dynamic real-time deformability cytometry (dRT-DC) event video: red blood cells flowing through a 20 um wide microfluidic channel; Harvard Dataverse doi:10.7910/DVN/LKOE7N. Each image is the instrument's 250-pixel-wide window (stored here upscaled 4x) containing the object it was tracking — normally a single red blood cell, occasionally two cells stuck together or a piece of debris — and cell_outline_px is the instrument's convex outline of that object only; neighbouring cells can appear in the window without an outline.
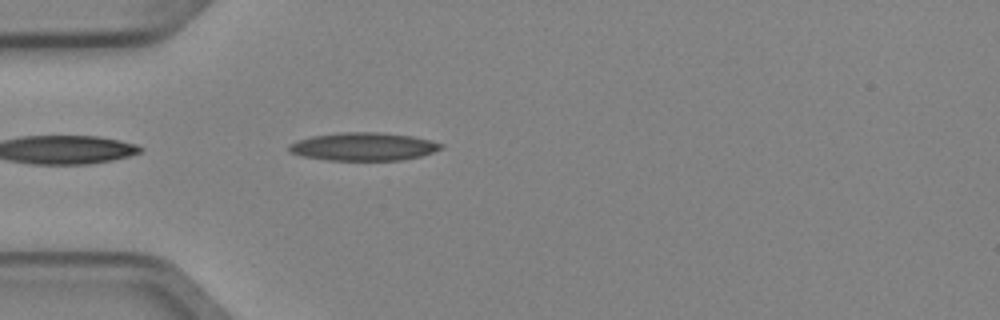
{"species": "Egyptian fruit bat (a non-hibernating species)", "species_latin": "Rousettus aegyptiacus", "temperature_condition": "cold", "stored_images_in_passage": 1, "camera_frame_rate_fps": 3000, "um_per_image_px": 0.085, "animal": {"sex": "female"}, "frame": {"image": 1, "passage_image": 1, "time_ms": 0.0, "image_size_px": [1000, 320], "cell_outline_px": [[444, 148], [420, 156], [404, 160], [328, 160], [300, 156], [288, 152], [288, 144], [312, 136], [344, 132], [380, 132], [412, 136], [432, 140], [444, 144]], "centroid_in_image_um": [30.91, 12.46], "position_along_channel_um": 54.1, "area_um2": 24.97}}